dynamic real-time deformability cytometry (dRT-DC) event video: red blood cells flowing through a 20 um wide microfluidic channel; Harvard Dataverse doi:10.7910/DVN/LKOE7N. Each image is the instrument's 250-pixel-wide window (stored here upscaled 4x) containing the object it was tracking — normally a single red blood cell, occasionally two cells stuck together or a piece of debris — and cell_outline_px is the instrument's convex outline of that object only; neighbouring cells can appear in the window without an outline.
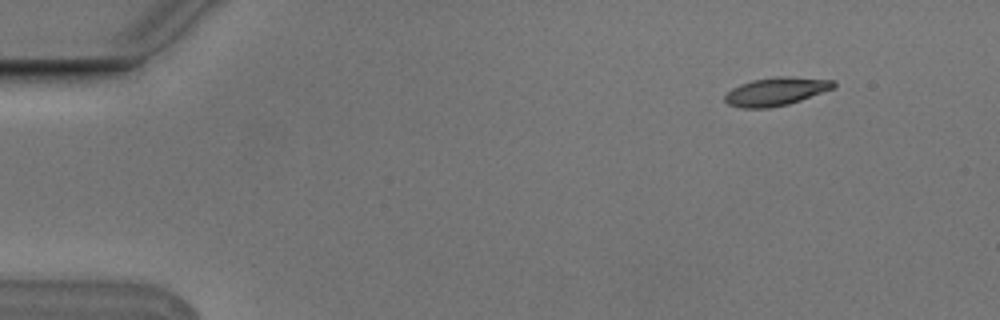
{"species": "Egyptian fruit bat (a non-hibernating species)", "species_latin": "Rousettus aegyptiacus", "temperature_condition": "cold", "stored_images_in_passage": 5, "camera_frame_rate_fps": 3000, "um_per_image_px": 0.085, "animal": {"sex": "male"}, "frame": {"image": 1, "passage_image": 2, "time_ms": 0.333, "image_size_px": [1000, 320], "cell_outline_px": [[836, 84], [832, 88], [800, 100], [788, 104], [768, 108], [740, 108], [728, 104], [724, 100], [724, 96], [732, 88], [740, 84], [752, 80], [776, 76], [788, 76], [836, 80]], "centroid_in_image_um": [65.93, 7.77], "position_along_channel_um": 19.1, "area_um2": 17.8}}